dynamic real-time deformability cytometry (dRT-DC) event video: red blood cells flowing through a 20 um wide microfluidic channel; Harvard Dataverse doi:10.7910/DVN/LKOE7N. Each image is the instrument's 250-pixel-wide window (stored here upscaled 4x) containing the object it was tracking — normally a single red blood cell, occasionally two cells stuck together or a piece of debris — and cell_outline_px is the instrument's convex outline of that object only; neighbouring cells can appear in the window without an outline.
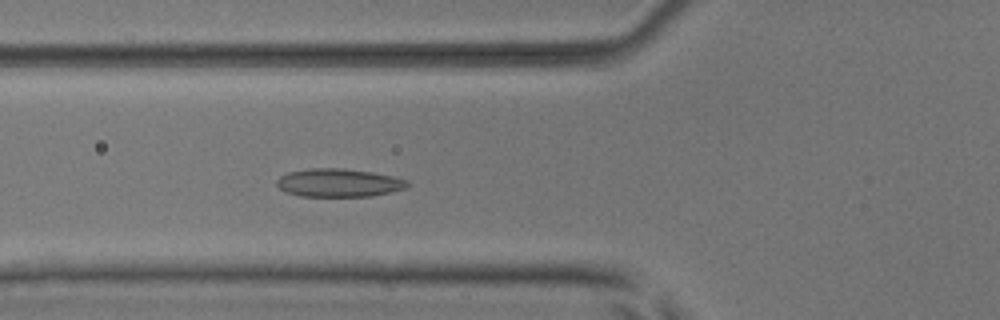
{"species": "common noctule bat (a hibernating species)", "species_latin": "Nyctalus noctula", "temperature_condition": "room temperature", "stored_images_in_passage": 47, "camera_frame_rate_fps": 3000, "um_per_image_px": 0.085, "animal": {"sex": "male", "body_mass_g": 17.9, "forearm_length_mm": 54.2}, "frame": {"image": 1, "passage_image": 14, "time_ms": 4.333, "image_size_px": [1000, 320], "cell_outline_px": [[408, 184], [404, 188], [372, 196], [300, 196], [288, 192], [280, 188], [276, 184], [276, 180], [280, 176], [288, 172], [308, 168], [344, 168], [372, 172], [392, 176], [408, 180]], "centroid_in_image_um": [28.76, 15.52], "position_along_channel_um": 97.0, "area_um2": 21.33}}
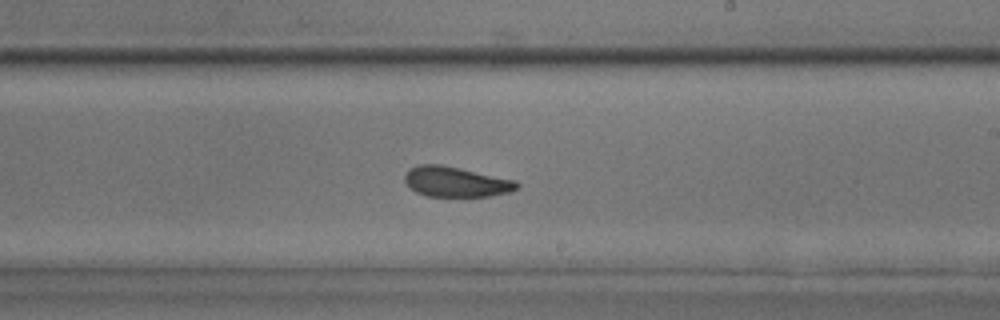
{"frame": {"image": 2, "passage_image": 26, "time_ms": 8.333, "image_size_px": [1000, 320], "cell_outline_px": [[520, 188], [512, 192], [492, 196], [424, 196], [416, 192], [404, 180], [404, 176], [408, 168], [420, 164], [440, 164], [460, 168], [516, 180], [520, 184]], "centroid_in_image_um": [38.79, 15.45], "position_along_channel_um": 250.2, "area_um2": 19.94}}
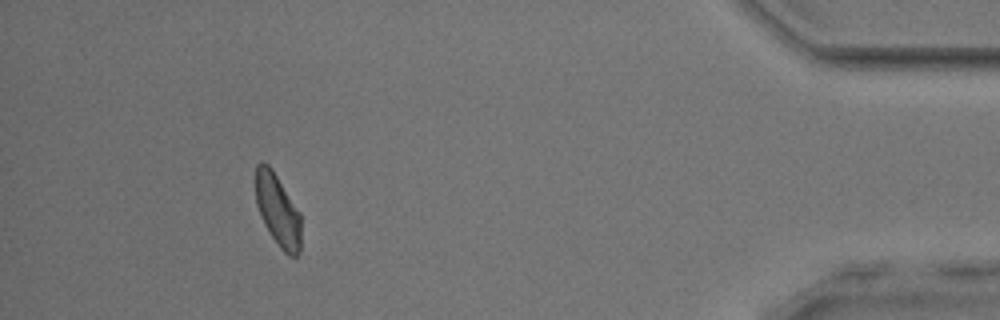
{"frame": {"image": 3, "passage_image": 43, "time_ms": 14.0, "image_size_px": [1000, 320], "cell_outline_px": [[300, 252], [296, 256], [288, 256], [280, 248], [264, 224], [260, 216], [256, 204], [256, 164], [260, 160], [264, 160], [272, 168], [300, 212]], "centroid_in_image_um": [23.6, 17.83], "position_along_channel_um": 411.6, "area_um2": 19.19}, "authors_computed_cell_mechanics": {"area_um2": 20.2878, "velocity_mm_per_s": 3.8433, "shape_relaxation_time_tau1_ms": 7.3026, "shape_relaxation_time_tau2_ms": 2.5693, "deformation_change_tau1": 0.1339, "deformation_change_tau2": 0.0734}}